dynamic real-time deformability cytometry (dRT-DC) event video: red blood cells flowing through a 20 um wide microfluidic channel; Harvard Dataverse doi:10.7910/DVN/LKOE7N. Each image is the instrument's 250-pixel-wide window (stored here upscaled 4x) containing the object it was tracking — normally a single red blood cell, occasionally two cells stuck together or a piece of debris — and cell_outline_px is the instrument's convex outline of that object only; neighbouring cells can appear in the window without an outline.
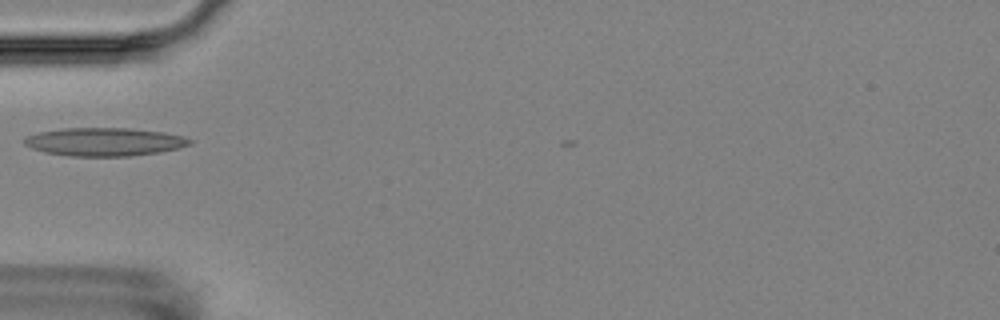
{"species": "Egyptian fruit bat (a non-hibernating species)", "species_latin": "Rousettus aegyptiacus", "temperature_condition": "room temperature", "stored_images_in_passage": 2, "camera_frame_rate_fps": 3000, "um_per_image_px": 0.085, "animal": {"sex": "female"}, "frame": {"image": 1, "passage_image": 1, "time_ms": 0.0, "image_size_px": [1000, 320], "cell_outline_px": [[192, 144], [160, 152], [128, 156], [68, 156], [44, 152], [32, 148], [24, 144], [24, 136], [40, 132], [60, 128], [128, 128], [164, 132], [180, 136], [192, 140]], "centroid_in_image_um": [8.83, 12.05], "position_along_channel_um": 76.2, "area_um2": 27.17}}
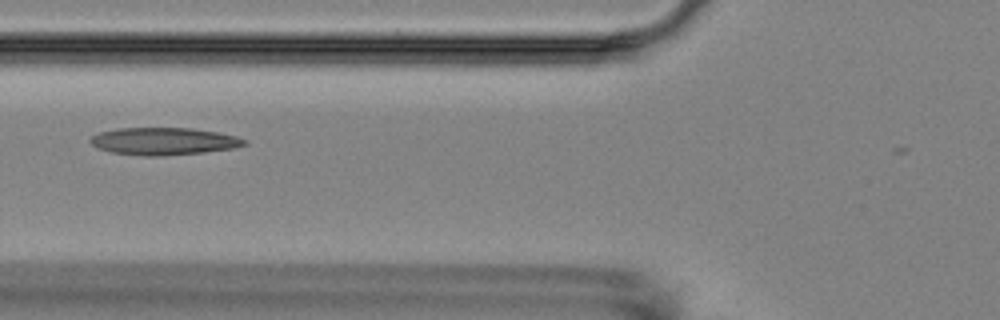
{"frame": {"image": 2, "passage_image": 2, "time_ms": 1.0, "image_size_px": [1000, 320], "cell_outline_px": [[248, 144], [236, 148], [204, 152], [160, 156], [144, 156], [112, 152], [96, 148], [88, 140], [92, 136], [100, 132], [120, 128], [192, 128], [216, 132], [236, 136], [248, 140]], "centroid_in_image_um": [13.94, 12.01], "position_along_channel_um": 111.9, "area_um2": 24.62}}